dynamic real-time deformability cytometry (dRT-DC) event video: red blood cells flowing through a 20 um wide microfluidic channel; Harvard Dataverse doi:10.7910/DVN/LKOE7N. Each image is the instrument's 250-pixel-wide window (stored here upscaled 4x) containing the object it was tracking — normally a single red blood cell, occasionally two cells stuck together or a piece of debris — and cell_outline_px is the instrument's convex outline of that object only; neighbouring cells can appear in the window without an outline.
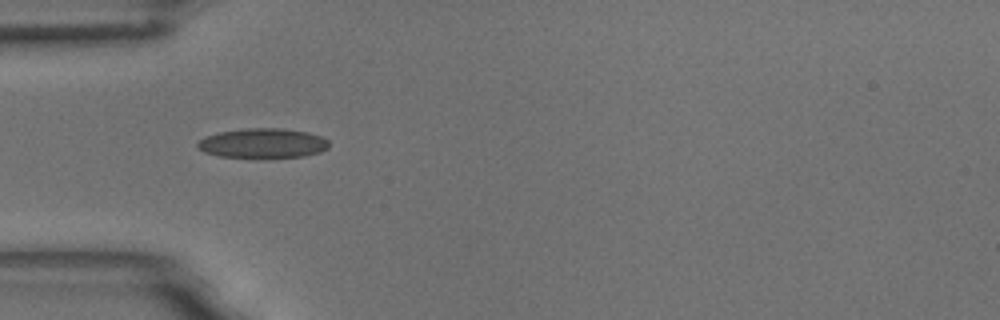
{"species": "common noctule bat (a hibernating species)", "species_latin": "Nyctalus noctula", "temperature_condition": "room temperature", "stored_images_in_passage": 2, "camera_frame_rate_fps": 3000, "um_per_image_px": 0.085, "animal": {"sex": "male", "body_mass_g": 18.8}, "frame": {"image": 1, "passage_image": 1, "time_ms": 0.0, "image_size_px": [1000, 320], "cell_outline_px": [[328, 148], [320, 152], [304, 156], [268, 160], [256, 160], [220, 156], [204, 152], [196, 148], [196, 144], [204, 136], [220, 132], [248, 128], [280, 128], [308, 132], [320, 136], [328, 140]], "centroid_in_image_um": [22.32, 12.22], "position_along_channel_um": 62.7, "area_um2": 23.64}}